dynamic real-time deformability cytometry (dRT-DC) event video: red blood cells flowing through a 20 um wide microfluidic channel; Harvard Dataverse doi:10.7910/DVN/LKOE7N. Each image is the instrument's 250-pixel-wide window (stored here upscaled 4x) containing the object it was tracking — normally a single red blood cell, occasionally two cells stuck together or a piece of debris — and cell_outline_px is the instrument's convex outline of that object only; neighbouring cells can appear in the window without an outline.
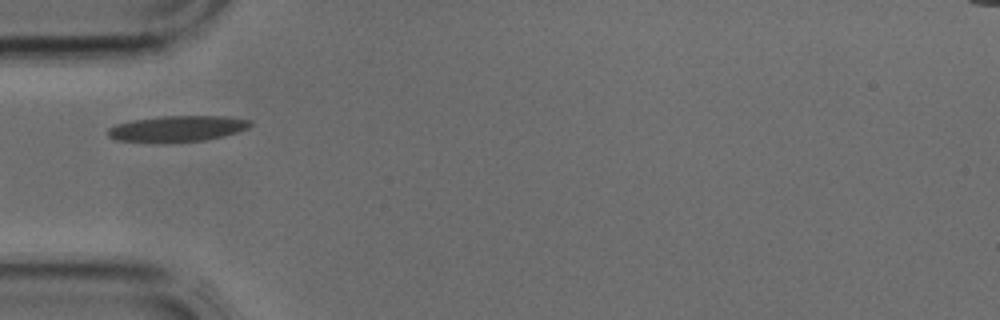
{"species": "common noctule bat (a hibernating species)", "species_latin": "Nyctalus noctula", "temperature_condition": "cold", "stored_images_in_passage": 3, "camera_frame_rate_fps": 3000, "um_per_image_px": 0.085, "animal": {"sex": "male", "body_mass_g": 17.9, "forearm_length_mm": 54.2}, "frame": {"image": 1, "passage_image": 3, "time_ms": 0.667, "image_size_px": [1000, 320], "cell_outline_px": [[252, 124], [248, 128], [224, 136], [204, 140], [164, 144], [160, 144], [116, 140], [108, 136], [108, 128], [116, 124], [132, 120], [160, 116], [224, 116], [252, 120]], "centroid_in_image_um": [15.04, 10.96], "position_along_channel_um": 70.0, "area_um2": 22.02}}